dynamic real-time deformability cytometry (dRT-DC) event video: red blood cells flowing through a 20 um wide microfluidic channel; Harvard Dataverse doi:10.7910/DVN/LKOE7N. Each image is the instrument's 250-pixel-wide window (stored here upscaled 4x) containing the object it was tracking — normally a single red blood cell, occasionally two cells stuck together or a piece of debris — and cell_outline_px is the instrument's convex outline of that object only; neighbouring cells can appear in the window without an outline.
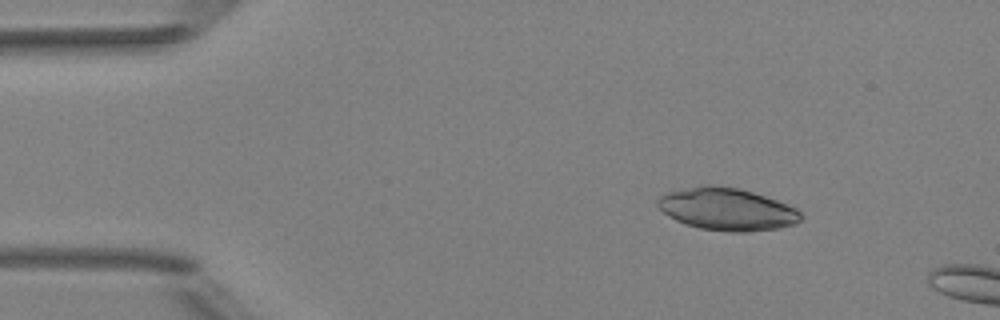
{"species": "Egyptian fruit bat (a non-hibernating species)", "species_latin": "Rousettus aegyptiacus", "temperature_condition": "room temperature", "stored_images_in_passage": 4, "camera_frame_rate_fps": 3000, "um_per_image_px": 0.085, "animal": {"sex": "female"}, "frame": {"image": 1, "passage_image": 2, "time_ms": 2.0, "image_size_px": [1000, 320], "cell_outline_px": [[800, 220], [796, 224], [780, 228], [748, 232], [728, 232], [700, 228], [684, 224], [668, 216], [656, 204], [656, 200], [664, 192], [700, 184], [712, 184], [740, 188], [776, 200], [796, 208], [800, 212]], "centroid_in_image_um": [61.74, 17.77], "position_along_channel_um": 23.3, "area_um2": 35.72}}